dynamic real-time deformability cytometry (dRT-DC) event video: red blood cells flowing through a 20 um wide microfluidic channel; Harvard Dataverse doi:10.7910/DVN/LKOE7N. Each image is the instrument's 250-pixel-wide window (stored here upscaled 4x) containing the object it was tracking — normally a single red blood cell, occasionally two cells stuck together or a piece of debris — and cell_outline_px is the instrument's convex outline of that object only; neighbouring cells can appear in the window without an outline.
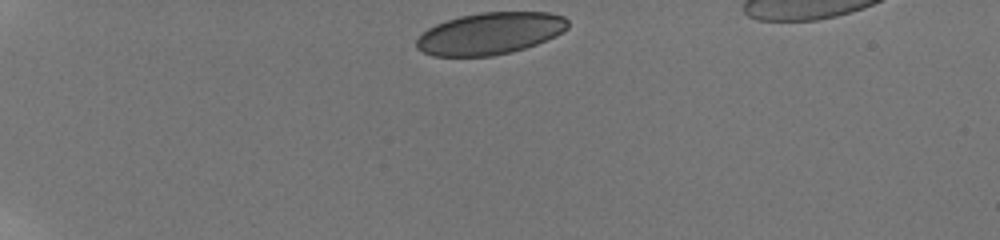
{"species": "human", "species_latin": "Homo sapiens", "temperature_condition": "room temperature", "stored_images_in_passage": 42, "camera_frame_rate_fps": 3000, "um_per_image_px": 0.085, "donor": {"sex": "male"}, "frame": {"image": 1, "passage_image": 1, "time_ms": 0.0, "image_size_px": [1000, 240], "cell_outline_px": [[568, 28], [556, 36], [536, 44], [512, 52], [492, 56], [432, 56], [416, 48], [416, 40], [428, 28], [436, 24], [460, 16], [480, 12], [548, 12], [564, 16], [568, 20]], "centroid_in_image_um": [41.67, 2.84], "position_along_channel_um": 43.3, "area_um2": 36.99}}
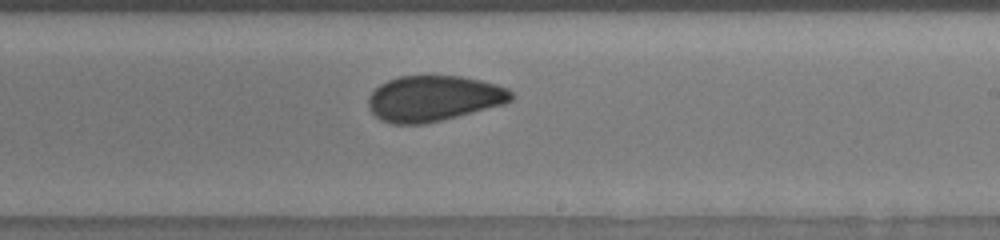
{"frame": {"image": 2, "passage_image": 23, "time_ms": 7.333, "image_size_px": [1000, 240], "cell_outline_px": [[512, 100], [504, 104], [424, 124], [392, 124], [380, 120], [368, 108], [368, 96], [380, 84], [388, 80], [400, 76], [460, 76], [480, 80], [496, 84], [508, 88], [512, 92]], "centroid_in_image_um": [36.84, 8.36], "position_along_channel_um": 252.2, "area_um2": 37.86}}
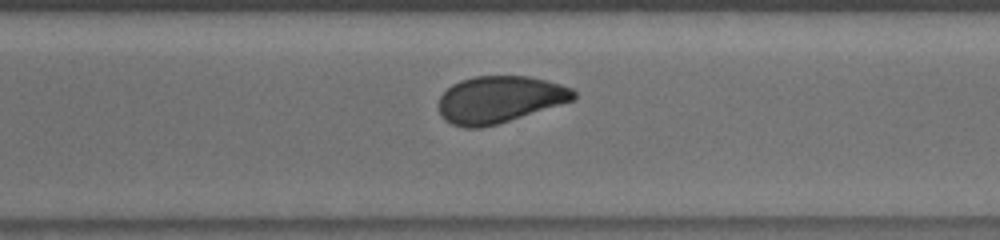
{"frame": {"image": 3, "passage_image": 29, "time_ms": 9.333, "image_size_px": [1000, 240], "cell_outline_px": [[576, 96], [572, 100], [560, 104], [496, 124], [480, 128], [464, 128], [452, 124], [444, 120], [440, 116], [440, 96], [452, 84], [460, 80], [476, 76], [528, 76], [560, 84], [572, 88], [576, 92]], "centroid_in_image_um": [42.42, 8.45], "position_along_channel_um": 328.2, "area_um2": 36.47}, "authors_computed_cell_mechanics": {"area_um2": 37.859, "velocity_mm_per_s": 3.7981, "shape_relaxation_time_tau1_ms": null, "shape_relaxation_time_tau2_ms": 1.7665, "deformation_change_tau1": null, "deformation_change_tau2": 0.0578}}